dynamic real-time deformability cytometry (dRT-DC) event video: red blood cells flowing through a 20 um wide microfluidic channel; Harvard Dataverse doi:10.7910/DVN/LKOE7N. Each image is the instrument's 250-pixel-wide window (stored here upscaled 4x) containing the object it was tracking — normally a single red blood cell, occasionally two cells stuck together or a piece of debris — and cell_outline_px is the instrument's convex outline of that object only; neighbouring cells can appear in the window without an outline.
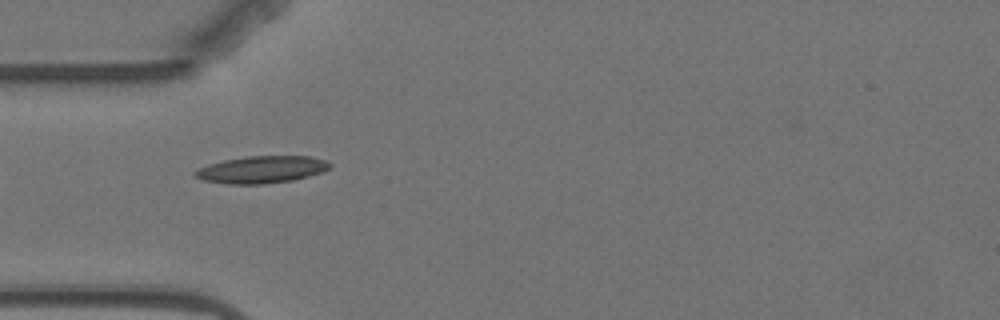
{"species": "Egyptian fruit bat (a non-hibernating species)", "species_latin": "Rousettus aegyptiacus", "temperature_condition": "warm", "stored_images_in_passage": 14, "camera_frame_rate_fps": 3000, "um_per_image_px": 0.085, "animal": {"sex": "female"}, "frame": {"image": 1, "passage_image": 4, "time_ms": 4.667, "image_size_px": [1000, 320], "cell_outline_px": [[332, 168], [324, 172], [292, 180], [264, 184], [228, 184], [204, 180], [196, 176], [192, 172], [196, 168], [208, 164], [224, 160], [248, 156], [308, 156], [324, 160], [332, 164]], "centroid_in_image_um": [22.24, 14.41], "position_along_channel_um": 62.8, "area_um2": 21.39}}
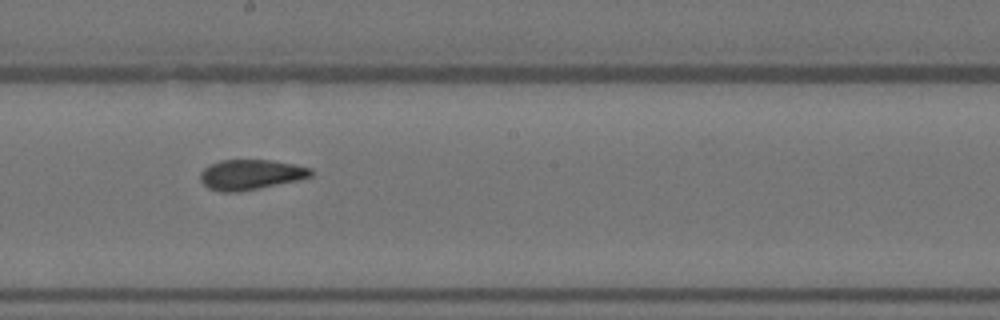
{"frame": {"image": 2, "passage_image": 8, "time_ms": 9.333, "image_size_px": [1000, 320], "cell_outline_px": [[312, 176], [296, 180], [260, 188], [240, 192], [220, 192], [208, 188], [200, 180], [200, 172], [208, 164], [220, 160], [272, 160], [296, 164], [312, 168]], "centroid_in_image_um": [21.28, 14.83], "position_along_channel_um": 226.9, "area_um2": 19.59}}
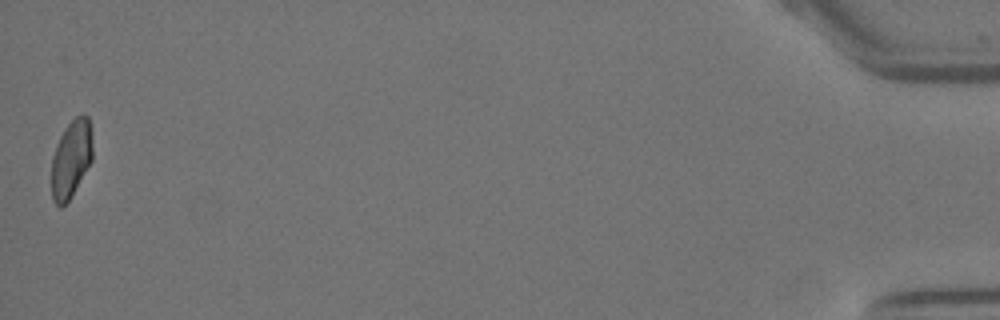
{"frame": {"image": 3, "passage_image": 14, "time_ms": 18.0, "image_size_px": [1000, 320], "cell_outline_px": [[92, 160], [72, 196], [60, 208], [52, 200], [52, 156], [56, 144], [64, 128], [80, 112], [84, 112], [88, 116], [92, 128]], "centroid_in_image_um": [6.06, 13.45], "position_along_channel_um": 429.1, "area_um2": 18.9}, "authors_computed_cell_mechanics": {"area_um2": 19.652, "velocity_mm_per_s": 3.5123, "shape_relaxation_time_tau1_ms": null, "shape_relaxation_time_tau2_ms": 1.7268, "deformation_change_tau1": null, "deformation_change_tau2": 0.0553}}